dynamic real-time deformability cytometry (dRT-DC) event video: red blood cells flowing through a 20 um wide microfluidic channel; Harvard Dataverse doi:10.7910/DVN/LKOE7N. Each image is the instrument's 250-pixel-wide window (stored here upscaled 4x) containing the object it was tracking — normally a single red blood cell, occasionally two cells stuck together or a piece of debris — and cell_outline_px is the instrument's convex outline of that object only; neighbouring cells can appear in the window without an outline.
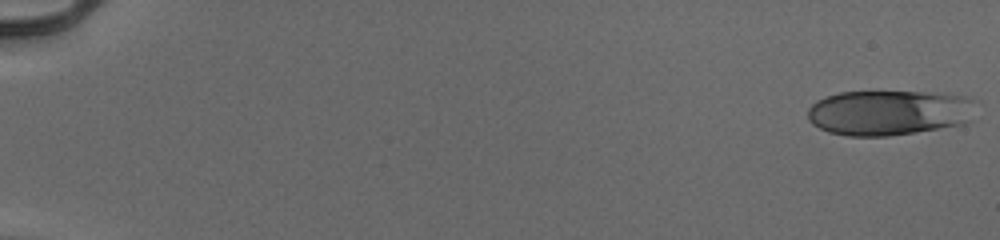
{"species": "human", "species_latin": "Homo sapiens", "temperature_condition": "cold", "stored_images_in_passage": 53, "camera_frame_rate_fps": 3000, "um_per_image_px": 0.085, "donor": {"sex": "male"}, "frame": {"image": 1, "passage_image": 1, "time_ms": 0.0, "image_size_px": [1000, 240], "cell_outline_px": [[980, 100], [968, 120], [964, 124], [916, 132], [888, 136], [848, 136], [828, 132], [812, 124], [808, 120], [808, 108], [816, 100], [840, 92], [940, 92], [968, 96]], "centroid_in_image_um": [75.62, 9.56], "position_along_channel_um": 9.4, "area_um2": 44.91}}
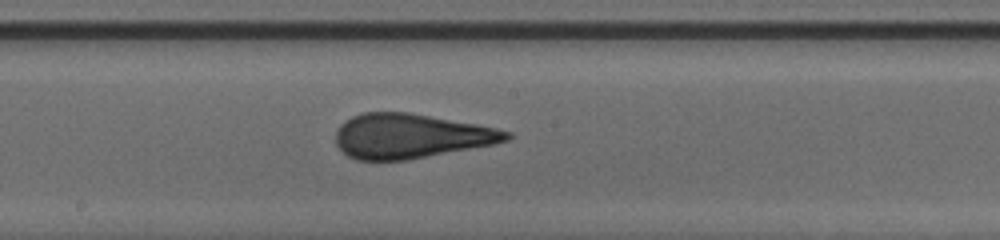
{"frame": {"image": 2, "passage_image": 31, "time_ms": 10.0, "image_size_px": [1000, 240], "cell_outline_px": [[512, 136], [508, 140], [496, 144], [408, 160], [356, 160], [348, 156], [336, 144], [336, 132], [340, 124], [344, 120], [352, 116], [364, 112], [408, 112], [476, 124], [496, 128], [512, 132]], "centroid_in_image_um": [34.91, 11.57], "position_along_channel_um": 213.3, "area_um2": 44.45}}
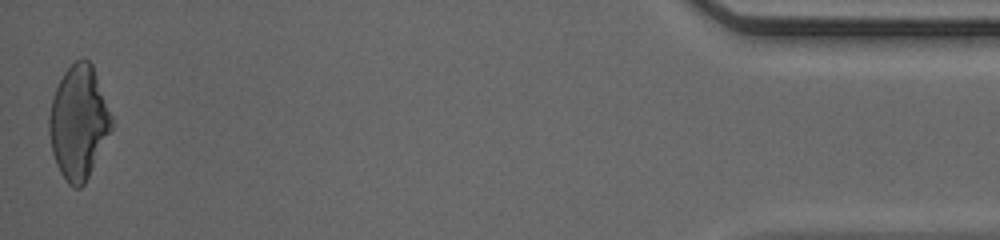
{"frame": {"image": 3, "passage_image": 53, "time_ms": 17.333, "image_size_px": [1000, 240], "cell_outline_px": [[112, 128], [84, 184], [80, 188], [72, 188], [68, 184], [60, 172], [56, 164], [52, 152], [48, 132], [48, 116], [52, 100], [56, 88], [64, 72], [76, 60], [84, 56], [92, 64], [112, 116]], "centroid_in_image_um": [6.66, 10.39], "position_along_channel_um": 428.5, "area_um2": 40.98}, "authors_computed_cell_mechanics": {"area_um2": 43.5234, "velocity_mm_per_s": 4.0, "shape_relaxation_time_tau1_ms": 5.9528, "shape_relaxation_time_tau2_ms": 0.762, "deformation_change_tau1": 0.204, "deformation_change_tau2": 0.0717}}